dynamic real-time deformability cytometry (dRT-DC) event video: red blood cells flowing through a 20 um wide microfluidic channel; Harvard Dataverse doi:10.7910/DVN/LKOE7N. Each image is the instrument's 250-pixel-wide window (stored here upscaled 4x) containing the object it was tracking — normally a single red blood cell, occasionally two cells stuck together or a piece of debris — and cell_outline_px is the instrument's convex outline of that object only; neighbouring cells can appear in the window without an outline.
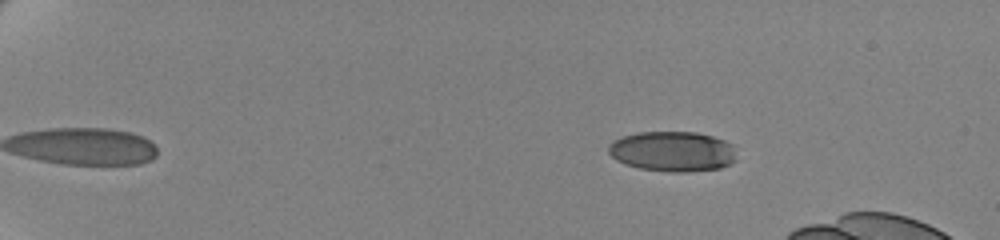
{"species": "human", "species_latin": "Homo sapiens", "temperature_condition": "cold", "stored_images_in_passage": 55, "camera_frame_rate_fps": 3000, "um_per_image_px": 0.085, "donor": {"sex": "female"}, "frame": {"image": 1, "passage_image": 7, "time_ms": 2.0, "image_size_px": [1000, 240], "cell_outline_px": [[736, 160], [720, 168], [688, 172], [668, 172], [640, 168], [616, 160], [608, 152], [608, 144], [612, 140], [636, 132], [696, 132], [712, 136], [724, 140], [732, 144]], "centroid_in_image_um": [57.15, 12.86], "position_along_channel_um": 27.8, "area_um2": 30.0}}
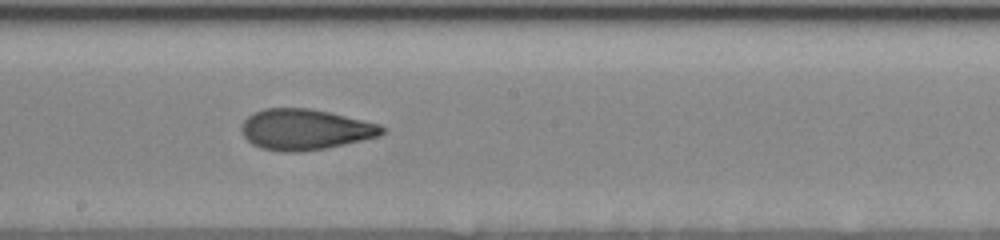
{"frame": {"image": 2, "passage_image": 34, "time_ms": 11.0, "image_size_px": [1000, 240], "cell_outline_px": [[384, 132], [376, 136], [360, 140], [324, 148], [300, 152], [280, 152], [260, 148], [252, 144], [244, 136], [240, 128], [244, 120], [248, 116], [264, 108], [308, 108], [328, 112], [364, 120], [380, 124], [384, 128]], "centroid_in_image_um": [25.88, 11.0], "position_along_channel_um": 222.3, "area_um2": 33.06}}
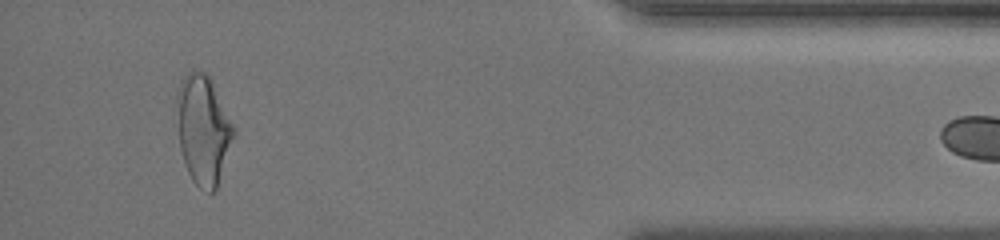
{"frame": {"image": 3, "passage_image": 54, "time_ms": 17.667, "image_size_px": [1000, 240], "cell_outline_px": [[236, 132], [216, 188], [212, 192], [208, 192], [200, 188], [192, 180], [184, 164], [180, 148], [176, 96], [180, 80], [192, 68], [204, 72], [212, 80], [236, 128]], "centroid_in_image_um": [17.28, 10.97], "position_along_channel_um": 417.9, "area_um2": 36.3}}